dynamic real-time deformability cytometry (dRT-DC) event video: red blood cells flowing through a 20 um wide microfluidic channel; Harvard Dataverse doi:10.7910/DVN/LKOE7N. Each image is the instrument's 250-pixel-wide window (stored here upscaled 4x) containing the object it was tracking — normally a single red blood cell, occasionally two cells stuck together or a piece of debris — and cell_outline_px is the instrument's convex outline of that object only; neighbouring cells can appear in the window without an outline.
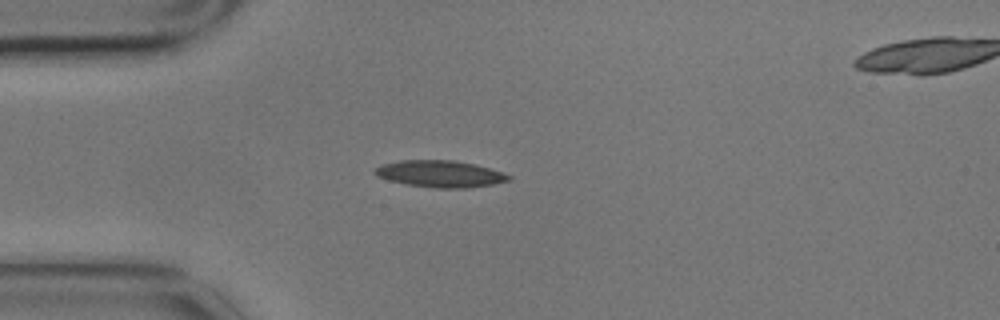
{"species": "common noctule bat (a hibernating species)", "species_latin": "Nyctalus noctula", "temperature_condition": "cold", "stored_images_in_passage": 2, "camera_frame_rate_fps": 3000, "um_per_image_px": 0.085, "animal": {"sex": "male", "body_mass_g": 17.9}, "frame": {"image": 1, "passage_image": 1, "time_ms": 0.0, "image_size_px": [1000, 320], "cell_outline_px": [[512, 180], [492, 184], [468, 188], [436, 188], [408, 184], [388, 180], [376, 176], [372, 172], [380, 164], [400, 160], [456, 160], [488, 168], [512, 176]], "centroid_in_image_um": [37.37, 14.77], "position_along_channel_um": 47.6, "area_um2": 20.81}}